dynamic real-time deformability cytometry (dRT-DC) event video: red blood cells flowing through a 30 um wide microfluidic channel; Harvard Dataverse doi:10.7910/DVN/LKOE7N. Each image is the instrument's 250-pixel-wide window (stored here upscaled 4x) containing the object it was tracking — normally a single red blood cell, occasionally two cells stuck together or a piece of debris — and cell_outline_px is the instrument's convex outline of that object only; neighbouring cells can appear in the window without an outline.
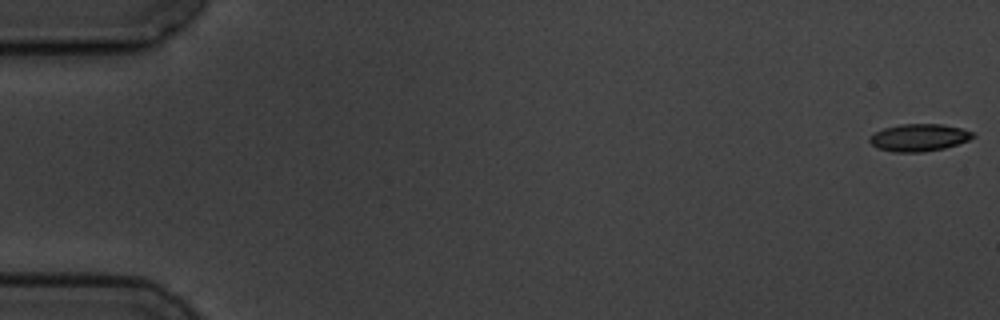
{"species": "common noctule bat (a hibernating species)", "species_latin": "Nyctalus noctula", "temperature_condition": "cold", "stored_images_in_passage": 5, "camera_frame_rate_fps": 3000, "um_per_image_px": 0.085, "animal": {"sex": "male", "body_mass_g": 19.5, "forearm_length_mm": 54.6}, "frame": {"image": 1, "passage_image": 1, "time_ms": 0.0, "image_size_px": [1000, 320], "cell_outline_px": [[976, 136], [968, 140], [944, 148], [924, 152], [892, 152], [876, 148], [868, 140], [876, 132], [884, 128], [900, 124], [940, 124], [960, 128], [972, 132]], "centroid_in_image_um": [78.1, 11.7], "position_along_channel_um": 6.9, "area_um2": 16.3}}
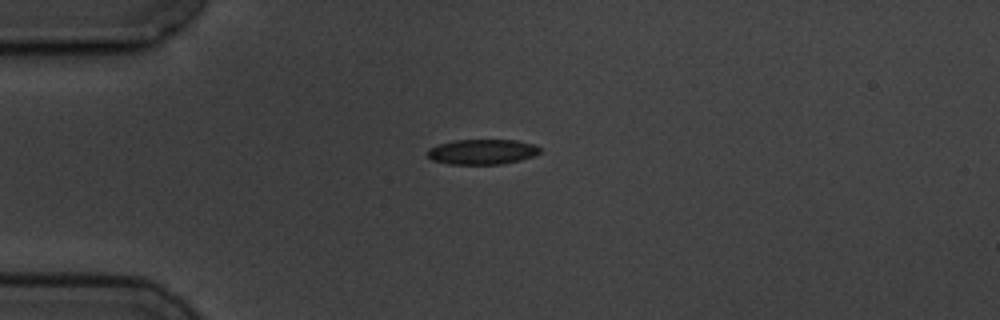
{"frame": {"image": 2, "passage_image": 5, "time_ms": 4.667, "image_size_px": [1000, 320], "cell_outline_px": [[540, 152], [532, 156], [520, 160], [500, 164], [448, 164], [432, 160], [428, 156], [428, 148], [452, 140], [516, 140], [532, 144], [540, 148]], "centroid_in_image_um": [40.96, 12.9], "position_along_channel_um": 44.0, "area_um2": 16.36}}